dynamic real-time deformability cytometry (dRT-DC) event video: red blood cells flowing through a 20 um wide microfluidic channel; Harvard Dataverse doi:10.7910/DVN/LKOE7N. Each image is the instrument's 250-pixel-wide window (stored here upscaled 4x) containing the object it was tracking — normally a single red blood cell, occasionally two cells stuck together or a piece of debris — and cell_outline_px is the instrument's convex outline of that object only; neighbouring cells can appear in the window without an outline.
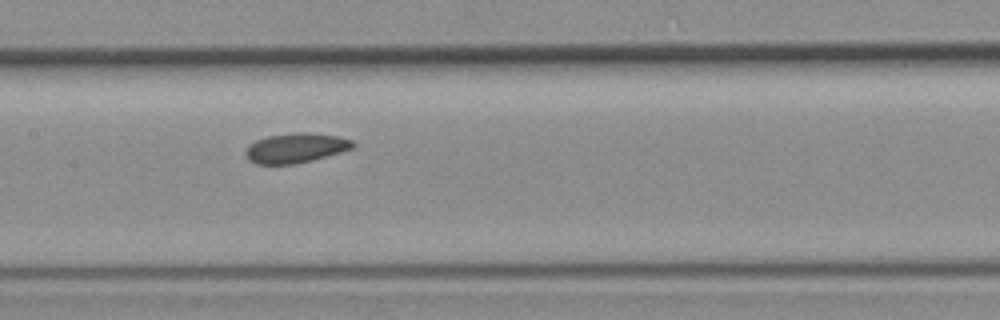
{"species": "common noctule bat (a hibernating species)", "species_latin": "Nyctalus noctula", "temperature_condition": "room temperature", "stored_images_in_passage": 8, "camera_frame_rate_fps": 3000, "um_per_image_px": 0.085, "animal": {"sex": "female", "body_mass_g": 19.3, "forearm_length_mm": 54.1}, "frame": {"image": 1, "passage_image": 7, "time_ms": 7.0, "image_size_px": [1000, 320], "cell_outline_px": [[356, 144], [352, 148], [340, 152], [312, 160], [296, 164], [256, 164], [248, 160], [244, 152], [248, 144], [256, 140], [268, 136], [296, 132], [308, 132], [340, 136], [352, 140]], "centroid_in_image_um": [25.12, 12.57], "position_along_channel_um": 182.3, "area_um2": 18.73}}
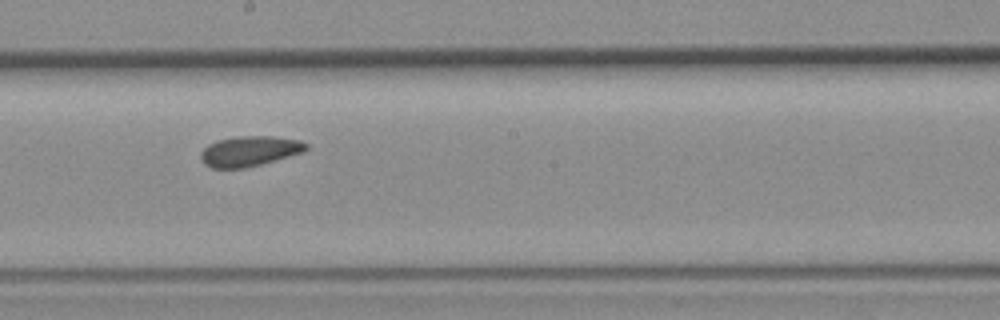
{"frame": {"image": 2, "passage_image": 8, "time_ms": 8.0, "image_size_px": [1000, 320], "cell_outline_px": [[308, 148], [300, 152], [260, 164], [244, 168], [212, 168], [204, 164], [200, 156], [200, 152], [208, 144], [216, 140], [236, 136], [272, 136], [300, 140], [308, 144]], "centroid_in_image_um": [21.15, 12.83], "position_along_channel_um": 227.0, "area_um2": 18.38}}